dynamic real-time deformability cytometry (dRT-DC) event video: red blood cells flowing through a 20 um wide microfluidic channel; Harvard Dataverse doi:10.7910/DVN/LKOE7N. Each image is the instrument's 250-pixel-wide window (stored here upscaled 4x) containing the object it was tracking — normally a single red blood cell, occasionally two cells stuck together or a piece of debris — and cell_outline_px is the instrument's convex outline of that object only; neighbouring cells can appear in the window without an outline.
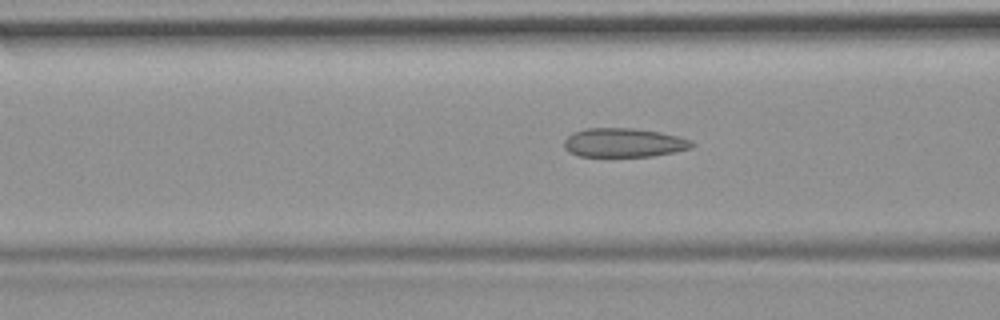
{"species": "common noctule bat (a hibernating species)", "species_latin": "Nyctalus noctula", "temperature_condition": "room temperature", "stored_images_in_passage": 54, "camera_frame_rate_fps": 3000, "um_per_image_px": 0.085, "animal": {"sex": "female", "body_mass_g": 19.9}, "frame": {"image": 1, "passage_image": 21, "time_ms": 6.667, "image_size_px": [1000, 320], "cell_outline_px": [[696, 144], [692, 148], [652, 156], [580, 156], [568, 152], [564, 148], [564, 140], [572, 132], [588, 128], [632, 128], [660, 132], [692, 140]], "centroid_in_image_um": [53.01, 12.12], "position_along_channel_um": 113.6, "area_um2": 21.56}}
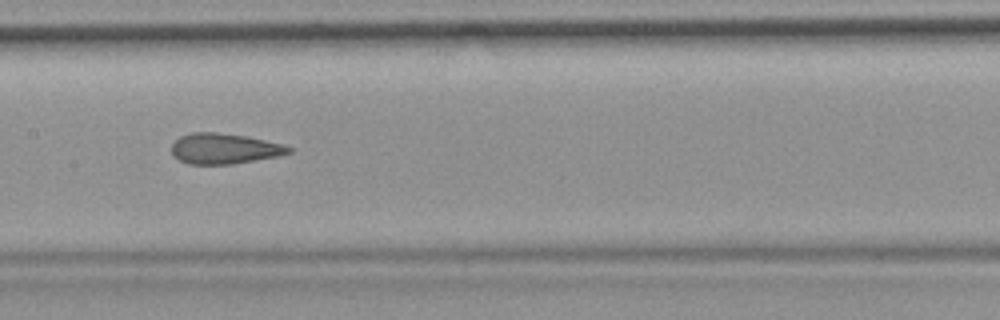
{"frame": {"image": 2, "passage_image": 27, "time_ms": 8.667, "image_size_px": [1000, 320], "cell_outline_px": [[292, 152], [276, 156], [256, 160], [232, 164], [188, 164], [172, 156], [172, 144], [180, 136], [192, 132], [216, 132], [248, 136], [284, 144], [292, 148]], "centroid_in_image_um": [19.06, 12.63], "position_along_channel_um": 188.3, "area_um2": 20.92}}
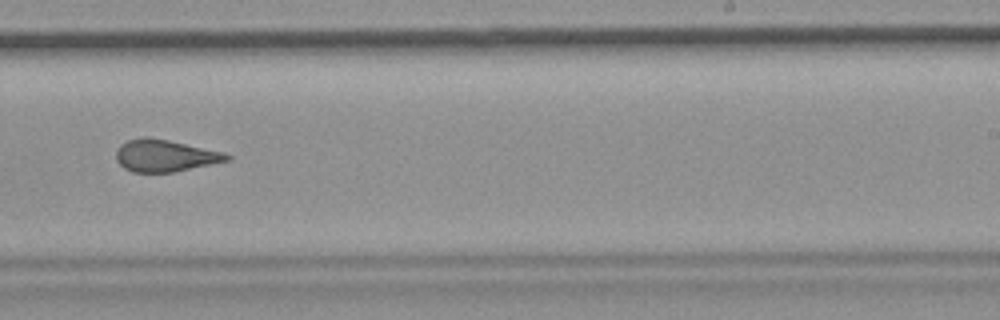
{"frame": {"image": 3, "passage_image": 34, "time_ms": 11.0, "image_size_px": [1000, 320], "cell_outline_px": [[232, 156], [228, 160], [172, 172], [132, 172], [124, 168], [116, 160], [116, 152], [120, 144], [128, 140], [144, 136], [168, 140], [224, 152]], "centroid_in_image_um": [13.98, 13.22], "position_along_channel_um": 275.0, "area_um2": 20.4}, "authors_computed_cell_mechanics": {"area_um2": 22.1374, "velocity_mm_per_s": 3.7318, "shape_relaxation_time_tau1_ms": null, "shape_relaxation_time_tau2_ms": 2.2205, "deformation_change_tau1": null, "deformation_change_tau2": 0.102}}